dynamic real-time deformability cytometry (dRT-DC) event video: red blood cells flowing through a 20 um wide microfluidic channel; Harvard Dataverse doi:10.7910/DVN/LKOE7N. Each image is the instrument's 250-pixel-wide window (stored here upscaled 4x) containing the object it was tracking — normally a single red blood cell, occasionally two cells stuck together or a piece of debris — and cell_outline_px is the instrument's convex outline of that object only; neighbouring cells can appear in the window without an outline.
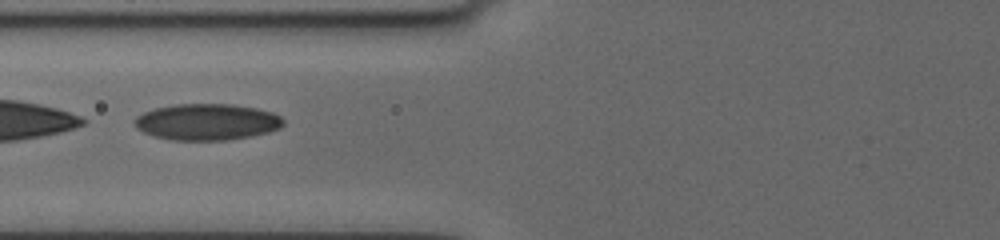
{"species": "human", "species_latin": "Homo sapiens", "temperature_condition": "cold", "stored_images_in_passage": 11, "segment_of_instrument_passage": [2, 2], "camera_frame_rate_fps": 3000, "um_per_image_px": 0.085, "donor": {"sex": "female"}, "frame": {"image": 1, "passage_image": 10, "time_ms": 8.667, "image_size_px": [1000, 240], "cell_outline_px": [[284, 124], [280, 128], [268, 132], [252, 136], [228, 140], [168, 140], [152, 136], [136, 128], [132, 120], [136, 116], [144, 112], [156, 108], [172, 104], [232, 104], [256, 108], [272, 112], [280, 116], [284, 120]], "centroid_in_image_um": [17.57, 10.37], "position_along_channel_um": 108.2, "area_um2": 31.85}}